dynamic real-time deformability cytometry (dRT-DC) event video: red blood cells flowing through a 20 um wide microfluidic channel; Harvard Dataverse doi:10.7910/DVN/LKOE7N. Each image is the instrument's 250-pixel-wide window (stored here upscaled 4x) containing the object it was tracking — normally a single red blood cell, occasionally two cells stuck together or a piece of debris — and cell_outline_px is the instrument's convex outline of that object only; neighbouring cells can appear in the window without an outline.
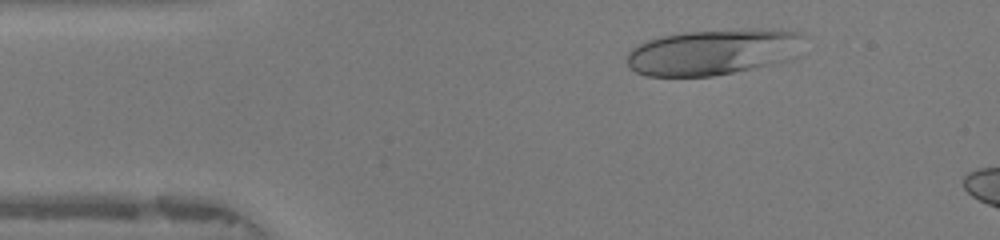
{"species": "human", "species_latin": "Homo sapiens", "temperature_condition": "warm", "stored_images_in_passage": 13, "camera_frame_rate_fps": 3000, "um_per_image_px": 0.085, "donor": {"sex": "female"}, "frame": {"image": 1, "passage_image": 6, "time_ms": 1.667, "image_size_px": [1000, 240], "cell_outline_px": [[808, 36], [768, 64], [732, 72], [712, 76], [644, 76], [628, 68], [628, 52], [632, 48], [648, 40], [660, 36], [684, 32], [748, 28], [768, 28], [800, 32]], "centroid_in_image_um": [60.41, 4.39], "position_along_channel_um": 24.6, "area_um2": 45.95}}